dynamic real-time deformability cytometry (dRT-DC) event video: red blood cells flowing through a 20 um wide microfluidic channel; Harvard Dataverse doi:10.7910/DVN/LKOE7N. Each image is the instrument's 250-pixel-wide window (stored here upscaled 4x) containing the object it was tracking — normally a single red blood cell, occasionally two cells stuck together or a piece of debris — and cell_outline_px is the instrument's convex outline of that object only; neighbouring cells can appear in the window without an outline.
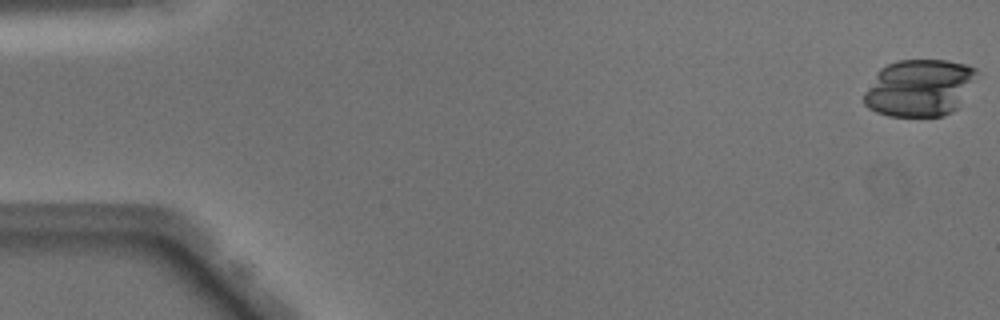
{"species": "Egyptian fruit bat (a non-hibernating species)", "species_latin": "Rousettus aegyptiacus", "temperature_condition": "warm", "stored_images_in_passage": 49, "camera_frame_rate_fps": 3000, "um_per_image_px": 0.085, "animal": {"sex": "male"}, "frame": {"image": 1, "passage_image": 1, "time_ms": 0.0, "image_size_px": [1000, 320], "cell_outline_px": [[980, 72], [956, 108], [952, 112], [944, 116], [888, 116], [876, 112], [868, 108], [864, 104], [864, 92], [876, 72], [880, 68], [896, 60], [944, 60], [968, 64], [976, 68]], "centroid_in_image_um": [78.14, 7.45], "position_along_channel_um": 6.9, "area_um2": 37.69}}
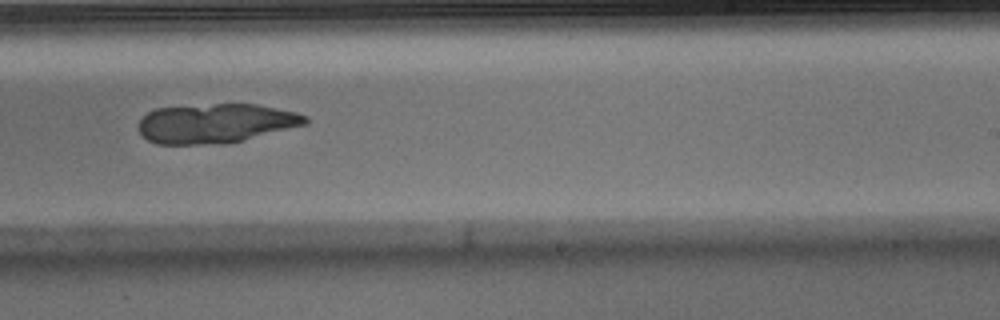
{"frame": {"image": 2, "passage_image": 31, "time_ms": 10.0, "image_size_px": [1000, 320], "cell_outline_px": [[308, 124], [224, 144], [156, 144], [148, 140], [140, 132], [140, 120], [148, 112], [156, 108], [216, 104], [256, 104], [296, 112], [308, 116]], "centroid_in_image_um": [18.35, 10.48], "position_along_channel_um": 270.6, "area_um2": 37.97}}